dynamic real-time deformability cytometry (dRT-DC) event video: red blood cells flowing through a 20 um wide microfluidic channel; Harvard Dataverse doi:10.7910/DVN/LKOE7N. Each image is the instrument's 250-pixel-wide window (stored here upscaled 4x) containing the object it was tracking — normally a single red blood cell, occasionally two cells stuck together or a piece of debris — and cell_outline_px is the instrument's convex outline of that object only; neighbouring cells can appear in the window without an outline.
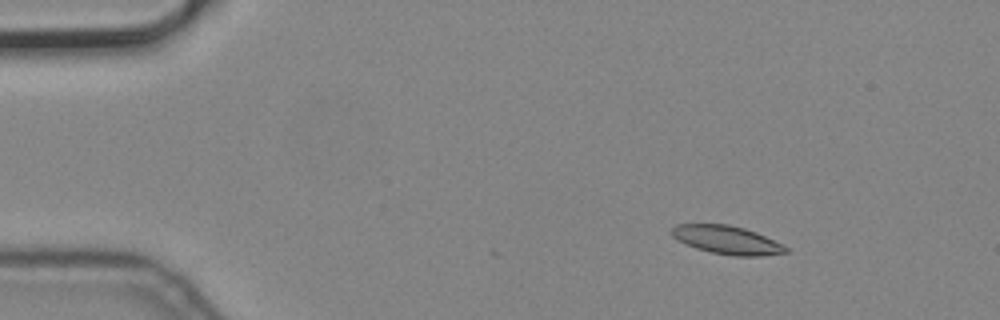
{"species": "common noctule bat (a hibernating species)", "species_latin": "Nyctalus noctula", "temperature_condition": "cold", "stored_images_in_passage": 8, "camera_frame_rate_fps": 3000, "um_per_image_px": 0.085, "animal": {"sex": "male", "body_mass_g": 19.2, "forearm_length_mm": 51.8}, "frame": {"image": 1, "passage_image": 2, "time_ms": 0.333, "image_size_px": [1000, 320], "cell_outline_px": [[788, 252], [764, 256], [732, 256], [712, 252], [696, 248], [684, 244], [672, 236], [672, 228], [676, 224], [728, 224], [744, 228], [756, 232], [788, 248]], "centroid_in_image_um": [61.77, 20.4], "position_along_channel_um": 23.2, "area_um2": 18.73}}
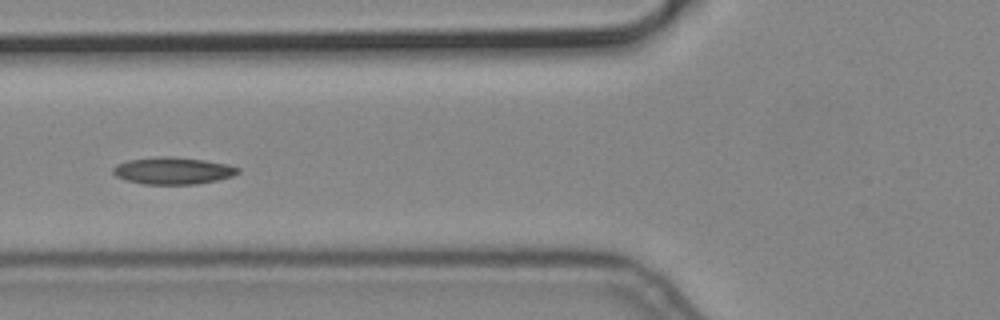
{"frame": {"image": 2, "passage_image": 6, "time_ms": 1.667, "image_size_px": [1000, 320], "cell_outline_px": [[240, 172], [232, 176], [216, 180], [196, 184], [144, 184], [128, 180], [116, 176], [112, 172], [112, 168], [116, 164], [128, 160], [160, 156], [172, 156], [204, 160], [228, 164], [240, 168]], "centroid_in_image_um": [14.7, 14.5], "position_along_channel_um": 111.1, "area_um2": 19.65}}
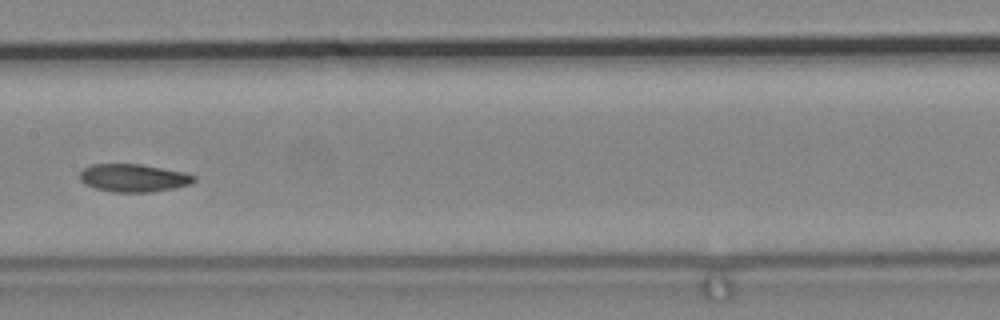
{"frame": {"image": 3, "passage_image": 8, "time_ms": 2.333, "image_size_px": [1000, 320], "cell_outline_px": [[196, 180], [192, 184], [152, 192], [112, 192], [96, 188], [80, 180], [80, 172], [84, 168], [92, 164], [140, 164], [184, 172], [196, 176]], "centroid_in_image_um": [11.38, 15.12], "position_along_channel_um": 196.0, "area_um2": 18.44}}